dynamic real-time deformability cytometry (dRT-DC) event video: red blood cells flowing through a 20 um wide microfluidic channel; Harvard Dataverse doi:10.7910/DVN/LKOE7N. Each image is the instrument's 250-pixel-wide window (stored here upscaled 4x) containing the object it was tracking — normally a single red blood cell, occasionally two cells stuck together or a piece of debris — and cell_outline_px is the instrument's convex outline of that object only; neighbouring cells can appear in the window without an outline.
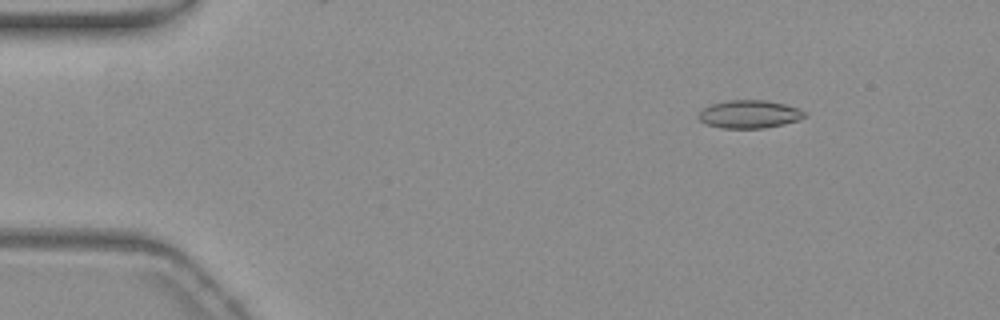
{"species": "common noctule bat (a hibernating species)", "species_latin": "Nyctalus noctula", "temperature_condition": "warm", "stored_images_in_passage": 47, "camera_frame_rate_fps": 3000, "um_per_image_px": 0.085, "animal": {"sex": "female", "body_mass_g": 19.3, "forearm_length_mm": 54.1}, "frame": {"image": 1, "passage_image": 1, "time_ms": 0.0, "image_size_px": [1000, 320], "cell_outline_px": [[808, 116], [784, 124], [764, 128], [720, 128], [704, 124], [696, 116], [704, 108], [712, 104], [728, 100], [764, 100], [784, 104], [800, 108]], "centroid_in_image_um": [63.68, 9.71], "position_along_channel_um": 21.3, "area_um2": 17.34}}
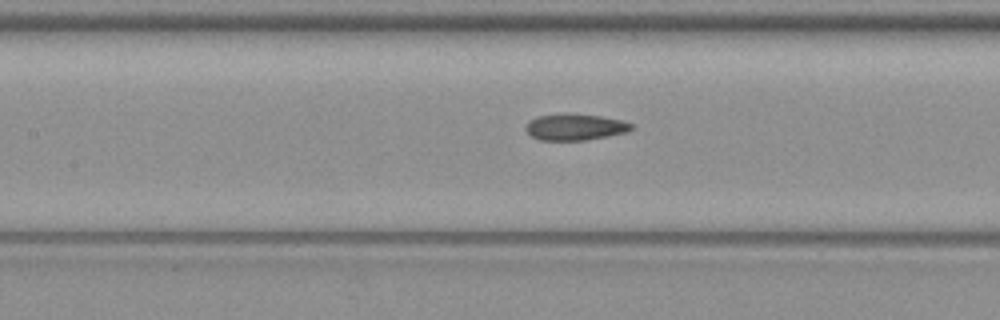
{"frame": {"image": 2, "passage_image": 19, "time_ms": 6.0, "image_size_px": [1000, 320], "cell_outline_px": [[636, 128], [628, 132], [608, 136], [584, 140], [540, 140], [532, 136], [524, 128], [528, 120], [536, 116], [560, 112], [568, 112], [600, 116], [624, 120], [632, 124]], "centroid_in_image_um": [48.88, 10.77], "position_along_channel_um": 158.5, "area_um2": 16.76}}
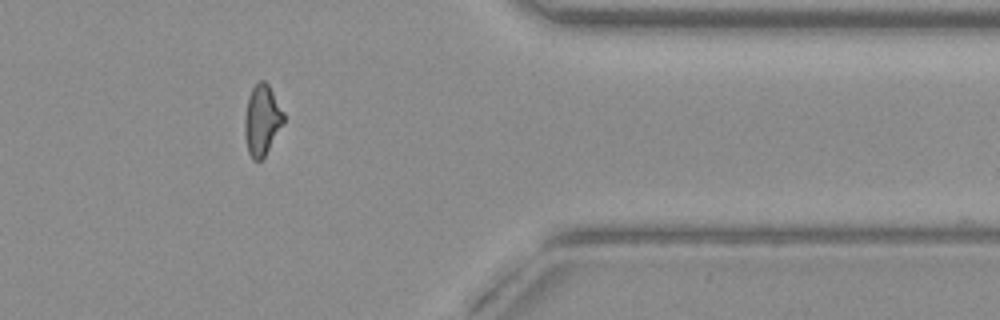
{"frame": {"image": 3, "passage_image": 39, "time_ms": 12.667, "image_size_px": [1000, 320], "cell_outline_px": [[284, 124], [264, 156], [260, 160], [252, 160], [248, 152], [244, 132], [244, 116], [248, 96], [252, 88], [260, 80], [264, 80], [268, 84], [284, 112]], "centroid_in_image_um": [22.26, 10.2], "position_along_channel_um": 389.1, "area_um2": 16.07}, "authors_computed_cell_mechanics": {"area_um2": 16.3574, "velocity_mm_per_s": 3.7603, "shape_relaxation_time_tau1_ms": null, "shape_relaxation_time_tau2_ms": 2.3261, "deformation_change_tau1": null, "deformation_change_tau2": 0.1025}}